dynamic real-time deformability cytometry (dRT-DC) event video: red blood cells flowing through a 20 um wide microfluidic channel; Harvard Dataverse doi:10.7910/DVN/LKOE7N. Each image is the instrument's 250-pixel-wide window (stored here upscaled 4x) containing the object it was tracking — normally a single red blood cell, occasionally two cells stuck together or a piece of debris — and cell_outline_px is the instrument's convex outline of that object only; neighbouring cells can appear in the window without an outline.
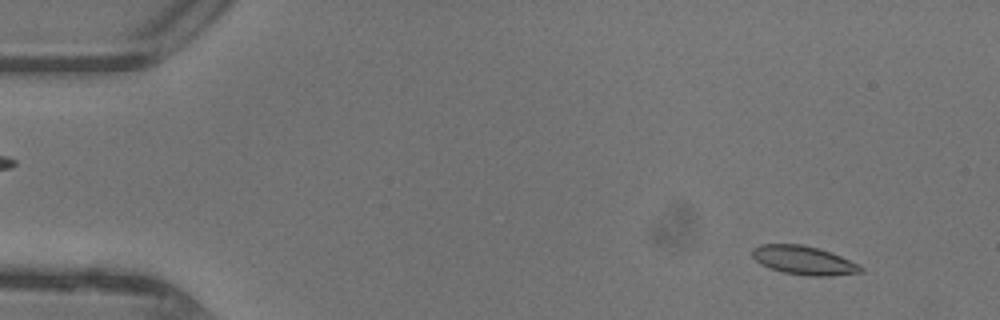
{"species": "common noctule bat (a hibernating species)", "species_latin": "Nyctalus noctula", "temperature_condition": "warm", "stored_images_in_passage": 46, "camera_frame_rate_fps": 3000, "um_per_image_px": 0.085, "animal": {"sex": "female"}, "frame": {"image": 1, "passage_image": 4, "time_ms": 1.0, "image_size_px": [1000, 320], "cell_outline_px": [[864, 272], [828, 276], [808, 276], [784, 272], [768, 268], [760, 264], [752, 256], [752, 248], [760, 244], [804, 244], [840, 256], [860, 264], [864, 268]], "centroid_in_image_um": [68.31, 22.13], "position_along_channel_um": 16.7, "area_um2": 18.21}}
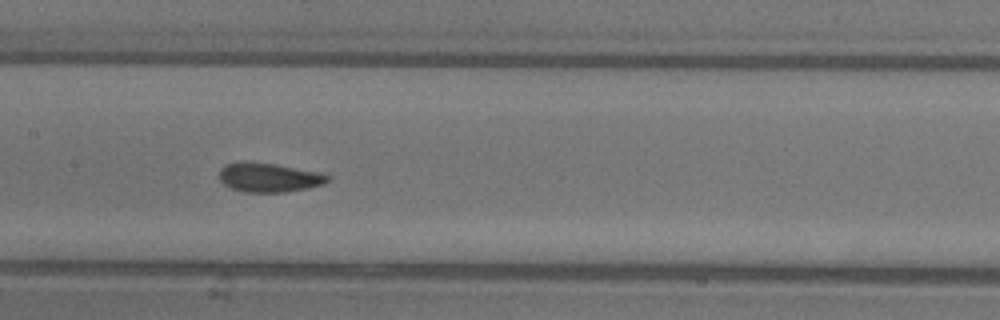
{"frame": {"image": 2, "passage_image": 23, "time_ms": 7.333, "image_size_px": [1000, 320], "cell_outline_px": [[332, 176], [324, 184], [308, 188], [284, 192], [244, 192], [232, 188], [224, 184], [220, 180], [220, 168], [224, 164], [240, 160], [276, 164], [320, 172]], "centroid_in_image_um": [22.85, 15.06], "position_along_channel_um": 184.5, "area_um2": 18.67}}
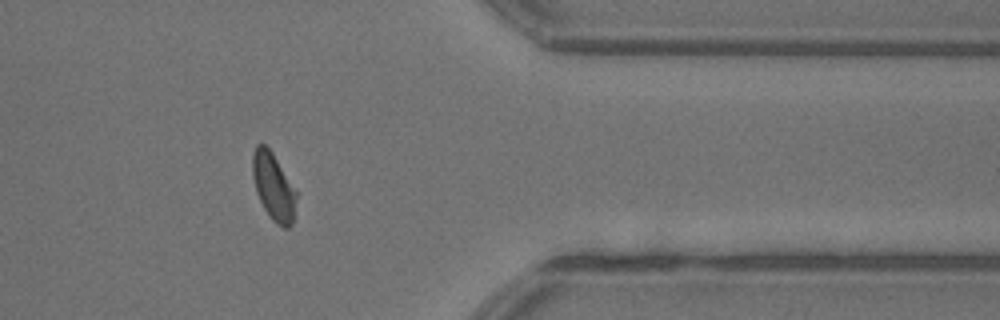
{"frame": {"image": 3, "passage_image": 38, "time_ms": 12.333, "image_size_px": [1000, 320], "cell_outline_px": [[296, 196], [292, 224], [288, 228], [284, 228], [276, 224], [268, 216], [256, 192], [252, 176], [252, 152], [256, 144], [264, 144], [272, 152], [296, 192]], "centroid_in_image_um": [23.2, 15.87], "position_along_channel_um": 388.2, "area_um2": 16.99}, "authors_computed_cell_mechanics": {"area_um2": 17.9469, "velocity_mm_per_s": 4.4372, "shape_relaxation_time_tau1_ms": 3.3595, "shape_relaxation_time_tau2_ms": 0.9054, "deformation_change_tau1": 0.1331, "deformation_change_tau2": 0.0504}}